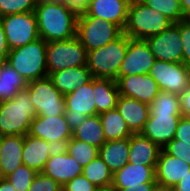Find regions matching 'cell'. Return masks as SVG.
Instances as JSON below:
<instances>
[{"instance_id": "9c48e42d", "label": "cell", "mask_w": 190, "mask_h": 191, "mask_svg": "<svg viewBox=\"0 0 190 191\" xmlns=\"http://www.w3.org/2000/svg\"><path fill=\"white\" fill-rule=\"evenodd\" d=\"M8 49H16L38 38V25L35 12L10 14L0 17Z\"/></svg>"}, {"instance_id": "d590c367", "label": "cell", "mask_w": 190, "mask_h": 191, "mask_svg": "<svg viewBox=\"0 0 190 191\" xmlns=\"http://www.w3.org/2000/svg\"><path fill=\"white\" fill-rule=\"evenodd\" d=\"M37 0H0V17L25 12H35Z\"/></svg>"}, {"instance_id": "7bdbcfd3", "label": "cell", "mask_w": 190, "mask_h": 191, "mask_svg": "<svg viewBox=\"0 0 190 191\" xmlns=\"http://www.w3.org/2000/svg\"><path fill=\"white\" fill-rule=\"evenodd\" d=\"M8 53H9V49L6 43L5 31H4L2 22L0 20V60L6 61Z\"/></svg>"}, {"instance_id": "d6986e66", "label": "cell", "mask_w": 190, "mask_h": 191, "mask_svg": "<svg viewBox=\"0 0 190 191\" xmlns=\"http://www.w3.org/2000/svg\"><path fill=\"white\" fill-rule=\"evenodd\" d=\"M189 171L190 165L186 161L171 156L161 149L155 169L157 183L174 187Z\"/></svg>"}, {"instance_id": "4316f807", "label": "cell", "mask_w": 190, "mask_h": 191, "mask_svg": "<svg viewBox=\"0 0 190 191\" xmlns=\"http://www.w3.org/2000/svg\"><path fill=\"white\" fill-rule=\"evenodd\" d=\"M93 93L96 110L99 114L116 108L119 97L116 80L93 78Z\"/></svg>"}, {"instance_id": "7a4b0ae2", "label": "cell", "mask_w": 190, "mask_h": 191, "mask_svg": "<svg viewBox=\"0 0 190 191\" xmlns=\"http://www.w3.org/2000/svg\"><path fill=\"white\" fill-rule=\"evenodd\" d=\"M35 116L37 114L30 100L29 91L21 90L14 98L1 102L0 135L25 136Z\"/></svg>"}, {"instance_id": "cb8c5ba5", "label": "cell", "mask_w": 190, "mask_h": 191, "mask_svg": "<svg viewBox=\"0 0 190 191\" xmlns=\"http://www.w3.org/2000/svg\"><path fill=\"white\" fill-rule=\"evenodd\" d=\"M24 136L9 135L2 136V144L0 149V170L6 178L13 173L20 165L23 164Z\"/></svg>"}, {"instance_id": "44dd1931", "label": "cell", "mask_w": 190, "mask_h": 191, "mask_svg": "<svg viewBox=\"0 0 190 191\" xmlns=\"http://www.w3.org/2000/svg\"><path fill=\"white\" fill-rule=\"evenodd\" d=\"M133 134L141 133L150 115V106L134 98L119 95L116 105Z\"/></svg>"}, {"instance_id": "836d02e7", "label": "cell", "mask_w": 190, "mask_h": 191, "mask_svg": "<svg viewBox=\"0 0 190 191\" xmlns=\"http://www.w3.org/2000/svg\"><path fill=\"white\" fill-rule=\"evenodd\" d=\"M156 12L166 16L173 23L186 19L181 9L180 0H142Z\"/></svg>"}, {"instance_id": "7c38bea8", "label": "cell", "mask_w": 190, "mask_h": 191, "mask_svg": "<svg viewBox=\"0 0 190 191\" xmlns=\"http://www.w3.org/2000/svg\"><path fill=\"white\" fill-rule=\"evenodd\" d=\"M156 60L183 63V44L180 21L160 34L145 39Z\"/></svg>"}, {"instance_id": "db71d44e", "label": "cell", "mask_w": 190, "mask_h": 191, "mask_svg": "<svg viewBox=\"0 0 190 191\" xmlns=\"http://www.w3.org/2000/svg\"><path fill=\"white\" fill-rule=\"evenodd\" d=\"M1 144H2V136L0 135V149H1Z\"/></svg>"}, {"instance_id": "9a60e30c", "label": "cell", "mask_w": 190, "mask_h": 191, "mask_svg": "<svg viewBox=\"0 0 190 191\" xmlns=\"http://www.w3.org/2000/svg\"><path fill=\"white\" fill-rule=\"evenodd\" d=\"M116 82L119 95L134 98L147 105H150L160 91L150 74L118 77Z\"/></svg>"}, {"instance_id": "b9f144b4", "label": "cell", "mask_w": 190, "mask_h": 191, "mask_svg": "<svg viewBox=\"0 0 190 191\" xmlns=\"http://www.w3.org/2000/svg\"><path fill=\"white\" fill-rule=\"evenodd\" d=\"M182 117L190 114V86L180 95Z\"/></svg>"}, {"instance_id": "f1b7e54d", "label": "cell", "mask_w": 190, "mask_h": 191, "mask_svg": "<svg viewBox=\"0 0 190 191\" xmlns=\"http://www.w3.org/2000/svg\"><path fill=\"white\" fill-rule=\"evenodd\" d=\"M27 81L11 65L3 61L0 67V101L14 98L18 92L26 89Z\"/></svg>"}, {"instance_id": "8d00e7d4", "label": "cell", "mask_w": 190, "mask_h": 191, "mask_svg": "<svg viewBox=\"0 0 190 191\" xmlns=\"http://www.w3.org/2000/svg\"><path fill=\"white\" fill-rule=\"evenodd\" d=\"M28 191H62V185L53 178L39 172L32 181Z\"/></svg>"}, {"instance_id": "816d5d0a", "label": "cell", "mask_w": 190, "mask_h": 191, "mask_svg": "<svg viewBox=\"0 0 190 191\" xmlns=\"http://www.w3.org/2000/svg\"><path fill=\"white\" fill-rule=\"evenodd\" d=\"M128 4L137 3L142 0H125Z\"/></svg>"}, {"instance_id": "6da1fadb", "label": "cell", "mask_w": 190, "mask_h": 191, "mask_svg": "<svg viewBox=\"0 0 190 191\" xmlns=\"http://www.w3.org/2000/svg\"><path fill=\"white\" fill-rule=\"evenodd\" d=\"M38 32L45 42L68 40L76 36L78 12L65 1L37 0Z\"/></svg>"}, {"instance_id": "603a6c76", "label": "cell", "mask_w": 190, "mask_h": 191, "mask_svg": "<svg viewBox=\"0 0 190 191\" xmlns=\"http://www.w3.org/2000/svg\"><path fill=\"white\" fill-rule=\"evenodd\" d=\"M161 148L141 133L129 137L128 162L145 166H156Z\"/></svg>"}, {"instance_id": "f546056e", "label": "cell", "mask_w": 190, "mask_h": 191, "mask_svg": "<svg viewBox=\"0 0 190 191\" xmlns=\"http://www.w3.org/2000/svg\"><path fill=\"white\" fill-rule=\"evenodd\" d=\"M106 141L129 138L133 133L117 108L99 114Z\"/></svg>"}, {"instance_id": "f35d334b", "label": "cell", "mask_w": 190, "mask_h": 191, "mask_svg": "<svg viewBox=\"0 0 190 191\" xmlns=\"http://www.w3.org/2000/svg\"><path fill=\"white\" fill-rule=\"evenodd\" d=\"M180 35L183 44V64L190 67V18L180 21Z\"/></svg>"}, {"instance_id": "1f68e13d", "label": "cell", "mask_w": 190, "mask_h": 191, "mask_svg": "<svg viewBox=\"0 0 190 191\" xmlns=\"http://www.w3.org/2000/svg\"><path fill=\"white\" fill-rule=\"evenodd\" d=\"M83 168L99 156V148L71 137L63 148Z\"/></svg>"}, {"instance_id": "d4e9b609", "label": "cell", "mask_w": 190, "mask_h": 191, "mask_svg": "<svg viewBox=\"0 0 190 191\" xmlns=\"http://www.w3.org/2000/svg\"><path fill=\"white\" fill-rule=\"evenodd\" d=\"M60 93L66 95L77 87L87 84L93 76L87 65L63 69L48 76Z\"/></svg>"}, {"instance_id": "11a10c76", "label": "cell", "mask_w": 190, "mask_h": 191, "mask_svg": "<svg viewBox=\"0 0 190 191\" xmlns=\"http://www.w3.org/2000/svg\"><path fill=\"white\" fill-rule=\"evenodd\" d=\"M186 118L190 121V114L186 116Z\"/></svg>"}, {"instance_id": "e0dca14e", "label": "cell", "mask_w": 190, "mask_h": 191, "mask_svg": "<svg viewBox=\"0 0 190 191\" xmlns=\"http://www.w3.org/2000/svg\"><path fill=\"white\" fill-rule=\"evenodd\" d=\"M82 170L83 167L63 148H57L45 163L42 173L63 186L81 175Z\"/></svg>"}, {"instance_id": "c3c4849f", "label": "cell", "mask_w": 190, "mask_h": 191, "mask_svg": "<svg viewBox=\"0 0 190 191\" xmlns=\"http://www.w3.org/2000/svg\"><path fill=\"white\" fill-rule=\"evenodd\" d=\"M180 5L185 18H190V0H180Z\"/></svg>"}, {"instance_id": "ac0fdd59", "label": "cell", "mask_w": 190, "mask_h": 191, "mask_svg": "<svg viewBox=\"0 0 190 191\" xmlns=\"http://www.w3.org/2000/svg\"><path fill=\"white\" fill-rule=\"evenodd\" d=\"M129 4L125 0H91L78 17H96L116 24L122 31L126 25Z\"/></svg>"}, {"instance_id": "2e32d148", "label": "cell", "mask_w": 190, "mask_h": 191, "mask_svg": "<svg viewBox=\"0 0 190 191\" xmlns=\"http://www.w3.org/2000/svg\"><path fill=\"white\" fill-rule=\"evenodd\" d=\"M182 114H150L141 134L161 149L175 138Z\"/></svg>"}, {"instance_id": "83f0119b", "label": "cell", "mask_w": 190, "mask_h": 191, "mask_svg": "<svg viewBox=\"0 0 190 191\" xmlns=\"http://www.w3.org/2000/svg\"><path fill=\"white\" fill-rule=\"evenodd\" d=\"M72 137L100 148L106 139L99 114L86 116L85 120L72 131Z\"/></svg>"}, {"instance_id": "e575fe53", "label": "cell", "mask_w": 190, "mask_h": 191, "mask_svg": "<svg viewBox=\"0 0 190 191\" xmlns=\"http://www.w3.org/2000/svg\"><path fill=\"white\" fill-rule=\"evenodd\" d=\"M36 175L37 172L35 170L22 164L6 178L13 184L16 191H28Z\"/></svg>"}, {"instance_id": "60d3db41", "label": "cell", "mask_w": 190, "mask_h": 191, "mask_svg": "<svg viewBox=\"0 0 190 191\" xmlns=\"http://www.w3.org/2000/svg\"><path fill=\"white\" fill-rule=\"evenodd\" d=\"M175 139L178 140V144L190 145V121L186 117L179 120Z\"/></svg>"}, {"instance_id": "f5cc1de1", "label": "cell", "mask_w": 190, "mask_h": 191, "mask_svg": "<svg viewBox=\"0 0 190 191\" xmlns=\"http://www.w3.org/2000/svg\"><path fill=\"white\" fill-rule=\"evenodd\" d=\"M3 179H4V176H3V174H2V172H1V170H0V182H1Z\"/></svg>"}, {"instance_id": "5bb4252c", "label": "cell", "mask_w": 190, "mask_h": 191, "mask_svg": "<svg viewBox=\"0 0 190 191\" xmlns=\"http://www.w3.org/2000/svg\"><path fill=\"white\" fill-rule=\"evenodd\" d=\"M155 60L146 40L129 37L127 53L121 64L118 77L149 74Z\"/></svg>"}, {"instance_id": "d6a6232c", "label": "cell", "mask_w": 190, "mask_h": 191, "mask_svg": "<svg viewBox=\"0 0 190 191\" xmlns=\"http://www.w3.org/2000/svg\"><path fill=\"white\" fill-rule=\"evenodd\" d=\"M150 114H182L180 96L166 91H159L150 103Z\"/></svg>"}, {"instance_id": "ba28073f", "label": "cell", "mask_w": 190, "mask_h": 191, "mask_svg": "<svg viewBox=\"0 0 190 191\" xmlns=\"http://www.w3.org/2000/svg\"><path fill=\"white\" fill-rule=\"evenodd\" d=\"M123 31L111 22L96 17H78L76 36L86 50L92 51L118 38Z\"/></svg>"}, {"instance_id": "7402d4cb", "label": "cell", "mask_w": 190, "mask_h": 191, "mask_svg": "<svg viewBox=\"0 0 190 191\" xmlns=\"http://www.w3.org/2000/svg\"><path fill=\"white\" fill-rule=\"evenodd\" d=\"M156 166L127 163L113 174L112 189H122L141 185L144 182H156Z\"/></svg>"}, {"instance_id": "7dc6e473", "label": "cell", "mask_w": 190, "mask_h": 191, "mask_svg": "<svg viewBox=\"0 0 190 191\" xmlns=\"http://www.w3.org/2000/svg\"><path fill=\"white\" fill-rule=\"evenodd\" d=\"M0 191H16V189L14 188L13 184L7 178H4L0 182Z\"/></svg>"}, {"instance_id": "681fc988", "label": "cell", "mask_w": 190, "mask_h": 191, "mask_svg": "<svg viewBox=\"0 0 190 191\" xmlns=\"http://www.w3.org/2000/svg\"><path fill=\"white\" fill-rule=\"evenodd\" d=\"M152 191H175V189L173 186L162 185L156 182Z\"/></svg>"}, {"instance_id": "ee69618b", "label": "cell", "mask_w": 190, "mask_h": 191, "mask_svg": "<svg viewBox=\"0 0 190 191\" xmlns=\"http://www.w3.org/2000/svg\"><path fill=\"white\" fill-rule=\"evenodd\" d=\"M156 182H144L141 185L129 186L122 189H113V191H152Z\"/></svg>"}, {"instance_id": "ab89813d", "label": "cell", "mask_w": 190, "mask_h": 191, "mask_svg": "<svg viewBox=\"0 0 190 191\" xmlns=\"http://www.w3.org/2000/svg\"><path fill=\"white\" fill-rule=\"evenodd\" d=\"M96 188L83 174L62 186V191H93Z\"/></svg>"}, {"instance_id": "277c9868", "label": "cell", "mask_w": 190, "mask_h": 191, "mask_svg": "<svg viewBox=\"0 0 190 191\" xmlns=\"http://www.w3.org/2000/svg\"><path fill=\"white\" fill-rule=\"evenodd\" d=\"M46 46L42 38L23 47L9 50L6 62L27 82L48 76Z\"/></svg>"}, {"instance_id": "52a82bcc", "label": "cell", "mask_w": 190, "mask_h": 191, "mask_svg": "<svg viewBox=\"0 0 190 191\" xmlns=\"http://www.w3.org/2000/svg\"><path fill=\"white\" fill-rule=\"evenodd\" d=\"M30 100L37 116L51 117L65 114L64 95L53 85L47 76L27 83Z\"/></svg>"}, {"instance_id": "30bf717a", "label": "cell", "mask_w": 190, "mask_h": 191, "mask_svg": "<svg viewBox=\"0 0 190 191\" xmlns=\"http://www.w3.org/2000/svg\"><path fill=\"white\" fill-rule=\"evenodd\" d=\"M149 74L161 91L180 96L190 86V67L183 63L155 60Z\"/></svg>"}, {"instance_id": "5b68a950", "label": "cell", "mask_w": 190, "mask_h": 191, "mask_svg": "<svg viewBox=\"0 0 190 191\" xmlns=\"http://www.w3.org/2000/svg\"><path fill=\"white\" fill-rule=\"evenodd\" d=\"M172 24L173 22L166 16L139 1L129 4L123 33L132 39L145 40L150 36L160 34Z\"/></svg>"}, {"instance_id": "8992f818", "label": "cell", "mask_w": 190, "mask_h": 191, "mask_svg": "<svg viewBox=\"0 0 190 191\" xmlns=\"http://www.w3.org/2000/svg\"><path fill=\"white\" fill-rule=\"evenodd\" d=\"M88 51L77 36L60 41L47 42L46 65L48 76L63 69L87 65Z\"/></svg>"}, {"instance_id": "3957f363", "label": "cell", "mask_w": 190, "mask_h": 191, "mask_svg": "<svg viewBox=\"0 0 190 191\" xmlns=\"http://www.w3.org/2000/svg\"><path fill=\"white\" fill-rule=\"evenodd\" d=\"M129 37L122 33L105 46L88 52L87 67L93 78L117 80L126 56Z\"/></svg>"}, {"instance_id": "f907efd6", "label": "cell", "mask_w": 190, "mask_h": 191, "mask_svg": "<svg viewBox=\"0 0 190 191\" xmlns=\"http://www.w3.org/2000/svg\"><path fill=\"white\" fill-rule=\"evenodd\" d=\"M93 191H113L112 186L110 187H97Z\"/></svg>"}, {"instance_id": "4dcf8cb0", "label": "cell", "mask_w": 190, "mask_h": 191, "mask_svg": "<svg viewBox=\"0 0 190 191\" xmlns=\"http://www.w3.org/2000/svg\"><path fill=\"white\" fill-rule=\"evenodd\" d=\"M82 174L97 187H110L113 184V173L100 156L87 164Z\"/></svg>"}, {"instance_id": "8fae6325", "label": "cell", "mask_w": 190, "mask_h": 191, "mask_svg": "<svg viewBox=\"0 0 190 191\" xmlns=\"http://www.w3.org/2000/svg\"><path fill=\"white\" fill-rule=\"evenodd\" d=\"M65 118L73 131L86 118V116L99 114L96 110L93 78L82 86L77 87L73 92L64 95Z\"/></svg>"}, {"instance_id": "bcb514c9", "label": "cell", "mask_w": 190, "mask_h": 191, "mask_svg": "<svg viewBox=\"0 0 190 191\" xmlns=\"http://www.w3.org/2000/svg\"><path fill=\"white\" fill-rule=\"evenodd\" d=\"M175 191H190V171L174 186Z\"/></svg>"}, {"instance_id": "484cf974", "label": "cell", "mask_w": 190, "mask_h": 191, "mask_svg": "<svg viewBox=\"0 0 190 191\" xmlns=\"http://www.w3.org/2000/svg\"><path fill=\"white\" fill-rule=\"evenodd\" d=\"M99 156L115 174L128 163L129 138L106 141L99 148Z\"/></svg>"}, {"instance_id": "4fadbf2b", "label": "cell", "mask_w": 190, "mask_h": 191, "mask_svg": "<svg viewBox=\"0 0 190 191\" xmlns=\"http://www.w3.org/2000/svg\"><path fill=\"white\" fill-rule=\"evenodd\" d=\"M28 134L44 139L56 148H64L72 137V130L65 115L54 117L35 116L30 124Z\"/></svg>"}, {"instance_id": "74e56055", "label": "cell", "mask_w": 190, "mask_h": 191, "mask_svg": "<svg viewBox=\"0 0 190 191\" xmlns=\"http://www.w3.org/2000/svg\"><path fill=\"white\" fill-rule=\"evenodd\" d=\"M162 149L167 154L180 158L190 165V145L178 144V140L174 138Z\"/></svg>"}, {"instance_id": "f6af8a7d", "label": "cell", "mask_w": 190, "mask_h": 191, "mask_svg": "<svg viewBox=\"0 0 190 191\" xmlns=\"http://www.w3.org/2000/svg\"><path fill=\"white\" fill-rule=\"evenodd\" d=\"M71 8L78 13L83 12L89 5L91 0H64Z\"/></svg>"}, {"instance_id": "ffe728a7", "label": "cell", "mask_w": 190, "mask_h": 191, "mask_svg": "<svg viewBox=\"0 0 190 191\" xmlns=\"http://www.w3.org/2000/svg\"><path fill=\"white\" fill-rule=\"evenodd\" d=\"M56 149L46 140L26 134L21 155L23 164L37 173L42 172L45 163Z\"/></svg>"}]
</instances>
